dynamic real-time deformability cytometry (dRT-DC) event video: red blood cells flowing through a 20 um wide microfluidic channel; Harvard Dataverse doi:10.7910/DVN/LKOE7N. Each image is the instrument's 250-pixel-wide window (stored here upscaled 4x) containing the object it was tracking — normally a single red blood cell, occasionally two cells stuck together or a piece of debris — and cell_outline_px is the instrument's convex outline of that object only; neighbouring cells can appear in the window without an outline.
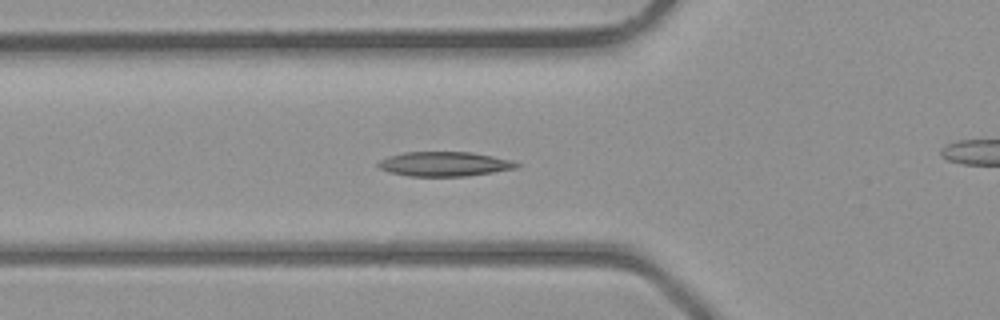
{"species": "common noctule bat (a hibernating species)", "species_latin": "Nyctalus noctula", "temperature_condition": "room temperature", "stored_images_in_passage": 42, "camera_frame_rate_fps": 3000, "um_per_image_px": 0.085, "animal": {"sex": "male", "body_mass_g": 23.1, "forearm_length_mm": 52.7}, "frame": {"image": 1, "passage_image": 15, "time_ms": 4.667, "image_size_px": [1000, 320], "cell_outline_px": [[520, 168], [468, 176], [408, 176], [388, 172], [380, 168], [376, 164], [380, 160], [388, 156], [404, 152], [472, 152], [512, 160], [520, 164]], "centroid_in_image_um": [37.79, 13.94], "position_along_channel_um": 88.0, "area_um2": 19.94}}
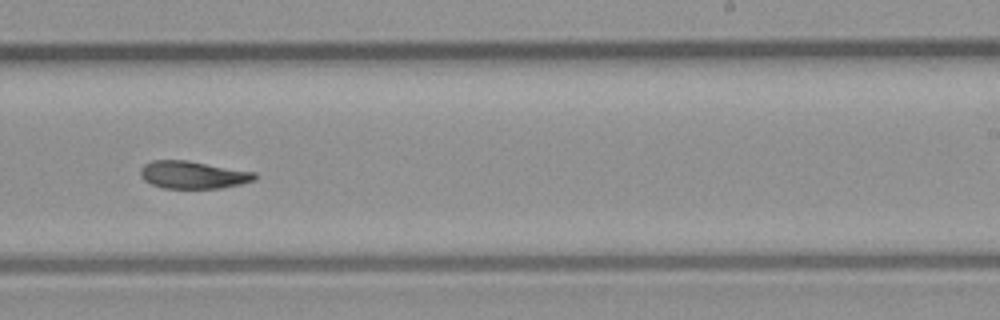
{"frame": {"image": 2, "passage_image": 26, "time_ms": 8.333, "image_size_px": [1000, 320], "cell_outline_px": [[256, 180], [240, 184], [220, 188], [164, 188], [152, 184], [144, 180], [140, 176], [140, 168], [144, 164], [152, 160], [188, 160], [256, 172]], "centroid_in_image_um": [16.4, 14.85], "position_along_channel_um": 272.6, "area_um2": 18.44}}
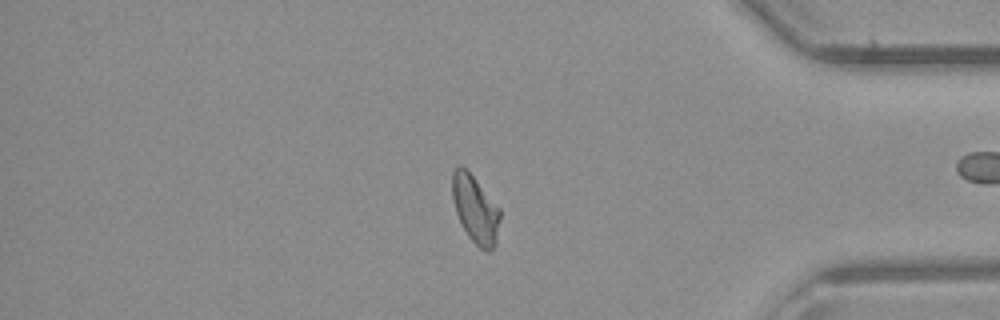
{"frame": {"image": 3, "passage_image": 35, "time_ms": 11.333, "image_size_px": [1000, 320], "cell_outline_px": [[500, 220], [496, 244], [492, 252], [488, 252], [480, 248], [468, 236], [456, 212], [452, 196], [452, 172], [460, 164], [472, 176], [500, 208]], "centroid_in_image_um": [40.42, 17.82], "position_along_channel_um": 394.8, "area_um2": 18.61}}